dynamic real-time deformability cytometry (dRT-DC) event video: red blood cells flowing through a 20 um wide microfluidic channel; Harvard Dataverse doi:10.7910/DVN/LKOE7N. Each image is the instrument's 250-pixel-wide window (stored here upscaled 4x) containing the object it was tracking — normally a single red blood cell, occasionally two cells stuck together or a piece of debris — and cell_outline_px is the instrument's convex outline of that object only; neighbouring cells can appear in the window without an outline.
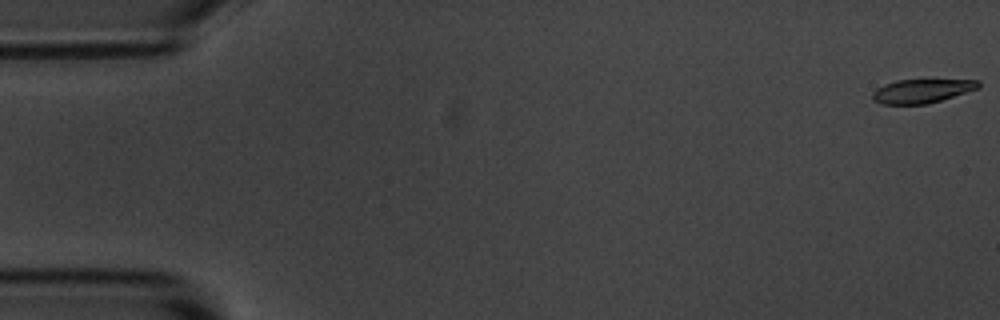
{"species": "common noctule bat (a hibernating species)", "species_latin": "Nyctalus noctula", "temperature_condition": "room temperature", "stored_images_in_passage": 56, "camera_frame_rate_fps": 3000, "um_per_image_px": 0.085, "animal": {"sex": "male", "body_mass_g": 20.1, "forearm_length_mm": 53.5}, "frame": {"image": 1, "passage_image": 1, "time_ms": 0.0, "image_size_px": [1000, 320], "cell_outline_px": [[980, 88], [928, 104], [880, 104], [872, 100], [872, 92], [876, 88], [884, 84], [896, 80], [980, 80]], "centroid_in_image_um": [78.33, 7.74], "position_along_channel_um": 6.7, "area_um2": 14.8}}
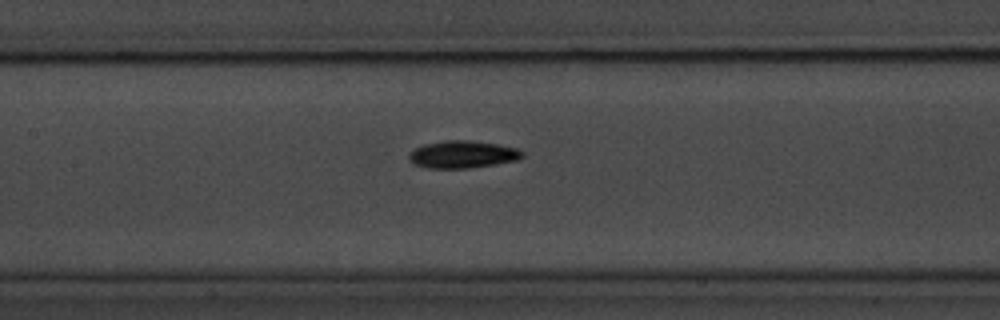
{"frame": {"image": 2, "passage_image": 26, "time_ms": 8.333, "image_size_px": [1000, 320], "cell_outline_px": [[524, 156], [516, 160], [496, 164], [468, 168], [428, 168], [412, 164], [408, 160], [408, 156], [416, 148], [424, 144], [448, 140], [468, 140], [496, 144], [516, 148], [524, 152]], "centroid_in_image_um": [39.31, 13.13], "position_along_channel_um": 168.1, "area_um2": 17.98}}
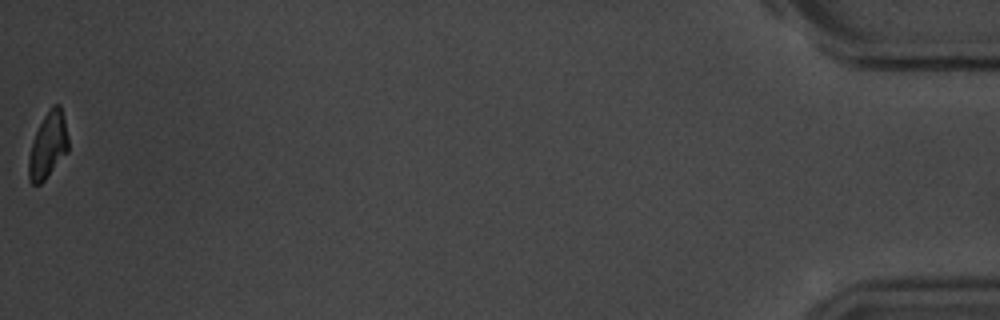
{"frame": {"image": 3, "passage_image": 56, "time_ms": 18.333, "image_size_px": [1000, 320], "cell_outline_px": [[68, 152], [44, 180], [40, 184], [32, 184], [28, 180], [28, 156], [32, 140], [44, 116], [52, 104], [60, 104], [68, 136]], "centroid_in_image_um": [4.06, 12.37], "position_along_channel_um": 431.1, "area_um2": 15.26}, "authors_computed_cell_mechanics": {"area_um2": 16.5019, "velocity_mm_per_s": 3.6171, "shape_relaxation_time_tau1_ms": 2.4839, "shape_relaxation_time_tau2_ms": null, "deformation_change_tau1": 0.1087, "deformation_change_tau2": null}}